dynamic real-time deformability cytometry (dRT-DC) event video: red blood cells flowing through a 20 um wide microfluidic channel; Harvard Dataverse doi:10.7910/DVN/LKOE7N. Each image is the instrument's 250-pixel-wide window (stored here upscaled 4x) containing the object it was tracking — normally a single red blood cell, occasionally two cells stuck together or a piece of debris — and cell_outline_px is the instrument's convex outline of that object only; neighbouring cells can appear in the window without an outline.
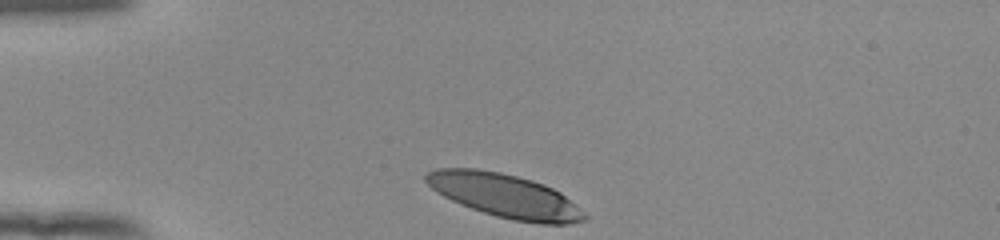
{"species": "human", "species_latin": "Homo sapiens", "temperature_condition": "room temperature", "stored_images_in_passage": 32, "camera_frame_rate_fps": 3000, "um_per_image_px": 0.085, "donor": {"sex": "female"}, "frame": {"image": 1, "passage_image": 1, "time_ms": 0.0, "image_size_px": [1000, 240], "cell_outline_px": [[588, 220], [572, 224], [540, 224], [512, 220], [496, 216], [460, 204], [436, 192], [424, 180], [424, 176], [428, 172], [436, 168], [476, 168], [500, 172], [532, 180], [544, 184], [560, 192], [584, 212], [588, 216]], "centroid_in_image_um": [42.93, 16.64], "position_along_channel_um": 42.1, "area_um2": 40.34}}
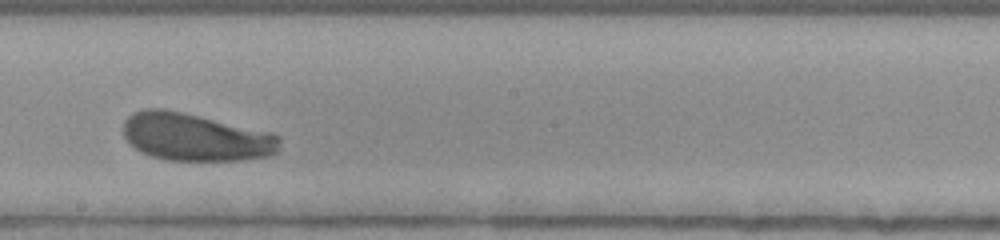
{"frame": {"image": 2, "passage_image": 19, "time_ms": 6.0, "image_size_px": [1000, 240], "cell_outline_px": [[280, 148], [276, 152], [268, 156], [240, 160], [168, 160], [152, 156], [140, 152], [124, 136], [124, 120], [132, 112], [144, 108], [164, 108], [184, 112], [268, 132], [280, 136]], "centroid_in_image_um": [16.59, 11.64], "position_along_channel_um": 231.6, "area_um2": 43.29}}
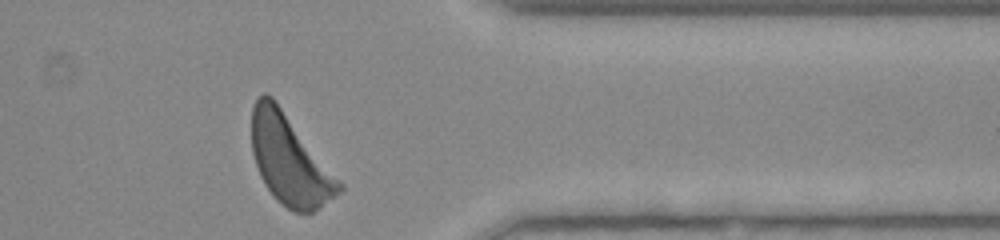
{"frame": {"image": 3, "passage_image": 32, "time_ms": 10.333, "image_size_px": [1000, 240], "cell_outline_px": [[344, 188], [340, 192], [320, 208], [312, 212], [296, 212], [280, 204], [276, 200], [264, 184], [260, 176], [252, 152], [252, 108], [256, 100], [264, 92], [272, 96], [344, 184]], "centroid_in_image_um": [24.63, 13.62], "position_along_channel_um": 386.8, "area_um2": 45.43}, "authors_computed_cell_mechanics": {"area_um2": 43.4367, "velocity_mm_per_s": 3.8206, "shape_relaxation_time_tau1_ms": 1.7828, "shape_relaxation_time_tau2_ms": null, "deformation_change_tau1": 0.1245, "deformation_change_tau2": null}}